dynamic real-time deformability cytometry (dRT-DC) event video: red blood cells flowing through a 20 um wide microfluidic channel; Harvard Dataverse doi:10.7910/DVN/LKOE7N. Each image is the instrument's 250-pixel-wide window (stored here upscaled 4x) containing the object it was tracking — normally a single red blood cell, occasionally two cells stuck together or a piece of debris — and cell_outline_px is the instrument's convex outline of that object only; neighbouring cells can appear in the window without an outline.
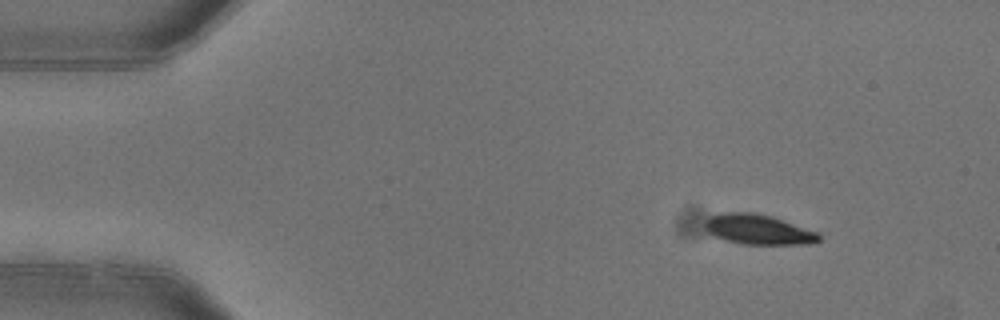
{"species": "common noctule bat (a hibernating species)", "species_latin": "Nyctalus noctula", "temperature_condition": "warm", "stored_images_in_passage": 5, "camera_frame_rate_fps": 3000, "um_per_image_px": 0.085, "animal": {"sex": "female"}, "frame": {"image": 1, "passage_image": 1, "time_ms": 0.0, "image_size_px": [1000, 320], "cell_outline_px": [[820, 240], [808, 244], [744, 244], [724, 240], [708, 232], [704, 228], [704, 220], [708, 216], [720, 212], [752, 212], [772, 216], [820, 232]], "centroid_in_image_um": [64.43, 19.49], "position_along_channel_um": 20.6, "area_um2": 20.23}}
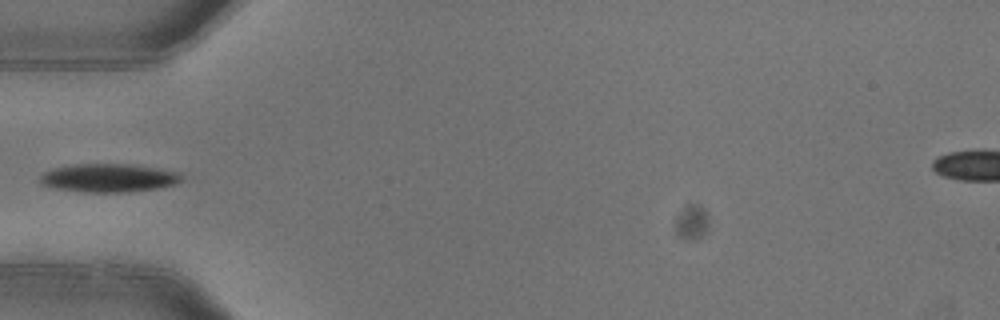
{"frame": {"image": 2, "passage_image": 4, "time_ms": 1.0, "image_size_px": [1000, 320], "cell_outline_px": [[184, 176], [176, 184], [160, 188], [128, 192], [80, 192], [56, 188], [40, 184], [40, 176], [44, 172], [52, 168], [72, 164], [132, 164], [180, 172]], "centroid_in_image_um": [9.24, 15.12], "position_along_channel_um": 75.8, "area_um2": 23.64}}